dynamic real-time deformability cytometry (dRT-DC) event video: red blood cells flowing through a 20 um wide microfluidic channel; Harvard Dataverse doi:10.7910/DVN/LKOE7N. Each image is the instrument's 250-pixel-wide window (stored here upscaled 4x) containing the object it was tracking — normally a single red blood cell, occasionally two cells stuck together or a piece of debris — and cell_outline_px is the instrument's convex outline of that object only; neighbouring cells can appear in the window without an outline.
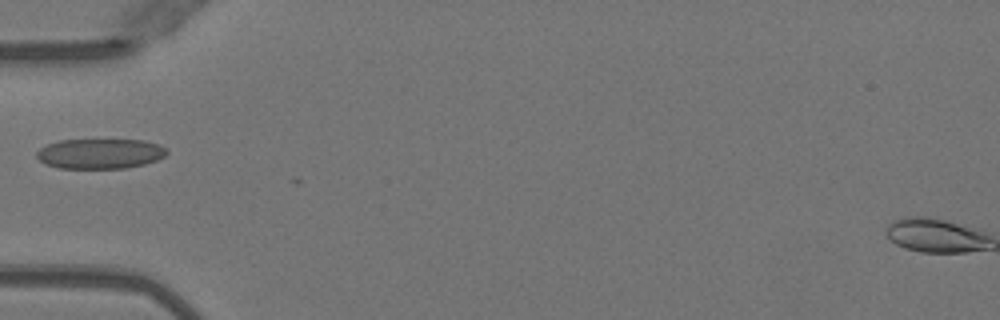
{"species": "Egyptian fruit bat (a non-hibernating species)", "species_latin": "Rousettus aegyptiacus", "temperature_condition": "warm", "stored_images_in_passage": 2, "camera_frame_rate_fps": 3000, "um_per_image_px": 0.085, "animal": {"sex": "female"}, "frame": {"image": 1, "passage_image": 1, "time_ms": 0.0, "image_size_px": [1000, 320], "cell_outline_px": [[168, 152], [164, 156], [156, 160], [144, 164], [124, 168], [60, 168], [44, 164], [36, 156], [36, 152], [40, 148], [48, 144], [60, 140], [144, 140], [156, 144], [164, 148]], "centroid_in_image_um": [8.47, 13.06], "position_along_channel_um": 76.5, "area_um2": 22.6}}